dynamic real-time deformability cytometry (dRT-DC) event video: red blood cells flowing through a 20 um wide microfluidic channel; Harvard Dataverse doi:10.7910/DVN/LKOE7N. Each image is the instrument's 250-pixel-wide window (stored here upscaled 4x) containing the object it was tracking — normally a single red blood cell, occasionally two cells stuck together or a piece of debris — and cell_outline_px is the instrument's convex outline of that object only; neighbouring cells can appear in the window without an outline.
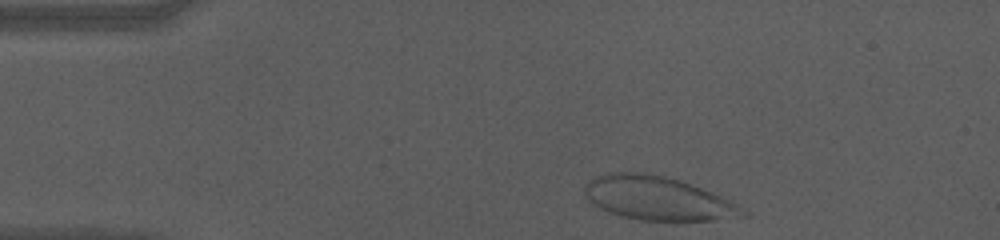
{"species": "human", "species_latin": "Homo sapiens", "temperature_condition": "cold", "stored_images_in_passage": 38, "camera_frame_rate_fps": 3000, "um_per_image_px": 0.085, "donor": {"sex": "male"}, "frame": {"image": 1, "passage_image": 1, "time_ms": 0.0, "image_size_px": [1000, 240], "cell_outline_px": [[752, 212], [748, 216], [712, 220], [672, 224], [640, 220], [608, 212], [592, 204], [584, 196], [584, 184], [588, 180], [604, 172], [644, 172], [664, 176], [680, 180], [692, 184], [732, 200]], "centroid_in_image_um": [55.96, 16.89], "position_along_channel_um": 29.0, "area_um2": 41.85}}
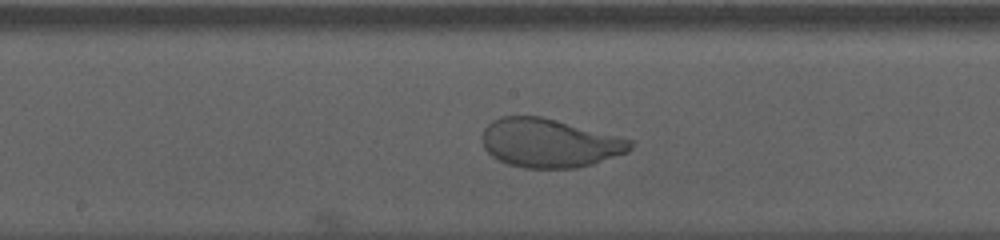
{"frame": {"image": 2, "passage_image": 21, "time_ms": 6.667, "image_size_px": [1000, 240], "cell_outline_px": [[632, 148], [628, 152], [592, 164], [576, 168], [524, 168], [508, 164], [492, 156], [484, 148], [480, 140], [480, 136], [484, 128], [492, 120], [500, 116], [540, 116], [556, 120], [632, 140]], "centroid_in_image_um": [46.64, 12.16], "position_along_channel_um": 201.6, "area_um2": 42.02}}
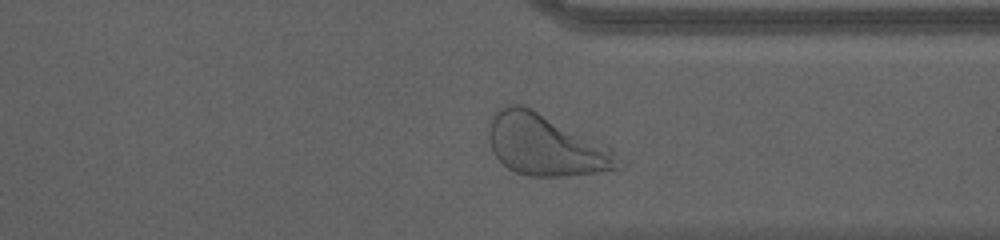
{"frame": {"image": 3, "passage_image": 35, "time_ms": 11.333, "image_size_px": [1000, 240], "cell_outline_px": [[624, 168], [620, 172], [568, 176], [528, 176], [516, 172], [508, 168], [492, 152], [488, 140], [488, 128], [492, 116], [500, 108], [508, 104], [524, 104], [608, 144], [612, 148]], "centroid_in_image_um": [46.47, 12.35], "position_along_channel_um": 364.9, "area_um2": 47.45}, "authors_computed_cell_mechanics": {"area_um2": 42.6853, "velocity_mm_per_s": 3.5045, "shape_relaxation_time_tau1_ms": 3.2237, "shape_relaxation_time_tau2_ms": null, "deformation_change_tau1": 0.165, "deformation_change_tau2": null}}